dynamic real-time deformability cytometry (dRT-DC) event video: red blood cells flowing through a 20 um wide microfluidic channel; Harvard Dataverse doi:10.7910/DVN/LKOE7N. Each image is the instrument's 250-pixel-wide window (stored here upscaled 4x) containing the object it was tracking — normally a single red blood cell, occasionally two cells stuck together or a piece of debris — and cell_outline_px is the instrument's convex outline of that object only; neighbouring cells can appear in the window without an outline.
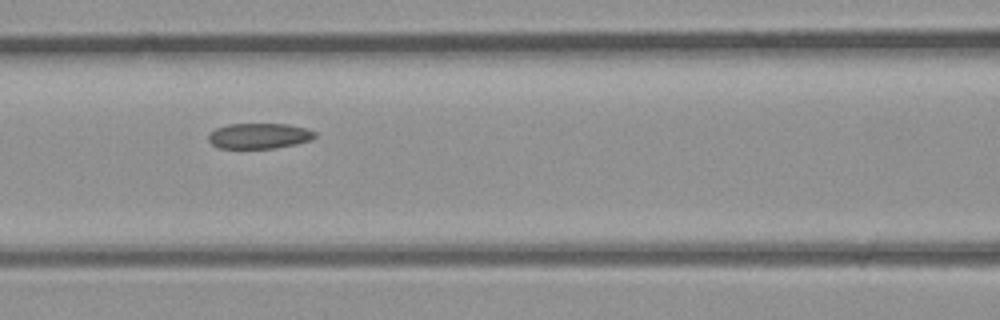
{"species": "common noctule bat (a hibernating species)", "species_latin": "Nyctalus noctula", "temperature_condition": "room temperature", "stored_images_in_passage": 7, "camera_frame_rate_fps": 3000, "um_per_image_px": 0.085, "animal": {"sex": "male", "body_mass_g": 23.1, "forearm_length_mm": 52.7}, "frame": {"image": 1, "passage_image": 5, "time_ms": 1.333, "image_size_px": [1000, 320], "cell_outline_px": [[316, 136], [308, 140], [296, 144], [276, 148], [220, 148], [212, 144], [208, 140], [208, 136], [216, 128], [228, 124], [288, 124], [304, 128], [316, 132]], "centroid_in_image_um": [22.02, 11.55], "position_along_channel_um": 144.6, "area_um2": 15.66}}
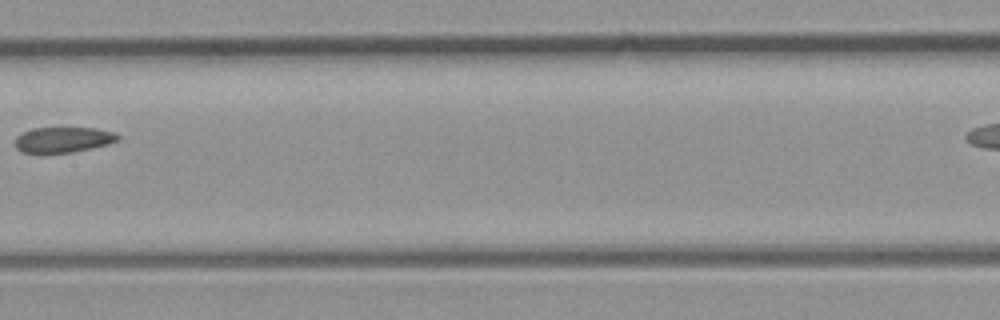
{"frame": {"image": 2, "passage_image": 6, "time_ms": 1.667, "image_size_px": [1000, 320], "cell_outline_px": [[120, 140], [108, 144], [92, 148], [72, 152], [40, 156], [36, 156], [20, 152], [16, 148], [16, 136], [24, 132], [36, 128], [96, 128], [116, 132], [120, 136]], "centroid_in_image_um": [5.34, 11.92], "position_along_channel_um": 202.1, "area_um2": 15.95}}